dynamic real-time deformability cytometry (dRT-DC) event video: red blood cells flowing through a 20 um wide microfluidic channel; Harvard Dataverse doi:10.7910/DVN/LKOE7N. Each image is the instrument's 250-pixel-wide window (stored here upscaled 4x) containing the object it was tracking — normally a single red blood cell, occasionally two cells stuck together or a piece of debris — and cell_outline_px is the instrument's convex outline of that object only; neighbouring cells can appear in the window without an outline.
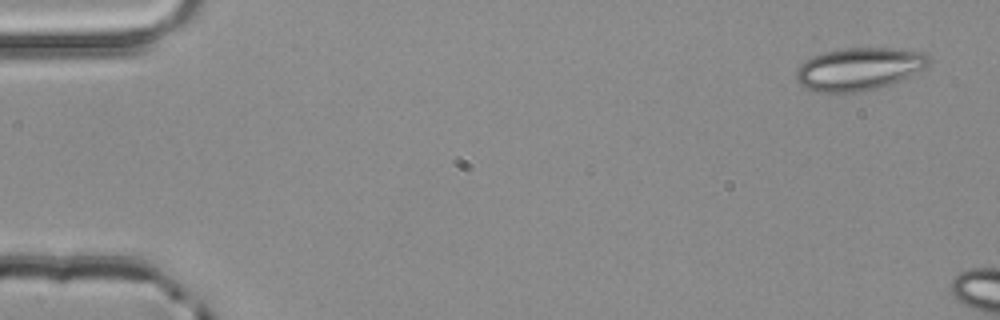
{"species": "common noctule bat (a hibernating species)", "species_latin": "Nyctalus noctula", "temperature_condition": "room temperature", "stored_images_in_passage": 2, "camera_frame_rate_fps": 3000, "um_per_image_px": 0.085, "animal": {"sex": "male", "body_mass_g": 20.4}, "frame": {"image": 1, "passage_image": 1, "time_ms": 0.0, "image_size_px": [1000, 320], "cell_outline_px": [[932, 60], [924, 68], [892, 84], [860, 92], [812, 92], [804, 88], [796, 80], [796, 68], [804, 60], [812, 56], [824, 52], [844, 48], [892, 48], [924, 52]], "centroid_in_image_um": [72.97, 5.86], "position_along_channel_um": 12.0, "area_um2": 33.18}}